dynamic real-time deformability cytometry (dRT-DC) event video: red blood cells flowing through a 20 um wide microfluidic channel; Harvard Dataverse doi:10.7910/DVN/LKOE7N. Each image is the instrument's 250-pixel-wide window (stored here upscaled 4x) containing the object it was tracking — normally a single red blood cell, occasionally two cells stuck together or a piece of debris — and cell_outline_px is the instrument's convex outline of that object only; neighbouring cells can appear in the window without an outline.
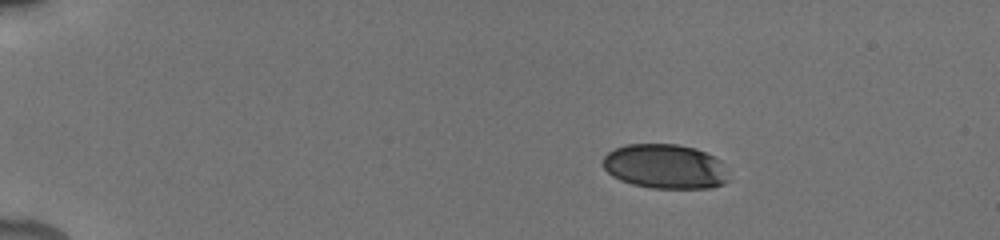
{"species": "human", "species_latin": "Homo sapiens", "temperature_condition": "cold", "stored_images_in_passage": 5, "camera_frame_rate_fps": 3000, "um_per_image_px": 0.085, "donor": {"sex": "male"}, "frame": {"image": 1, "passage_image": 2, "time_ms": 1.333, "image_size_px": [1000, 240], "cell_outline_px": [[728, 180], [724, 184], [712, 188], [652, 188], [632, 184], [620, 180], [612, 176], [604, 168], [604, 156], [608, 152], [624, 144], [676, 144], [696, 148], [720, 160]], "centroid_in_image_um": [56.51, 14.15], "position_along_channel_um": 28.5, "area_um2": 32.48}}
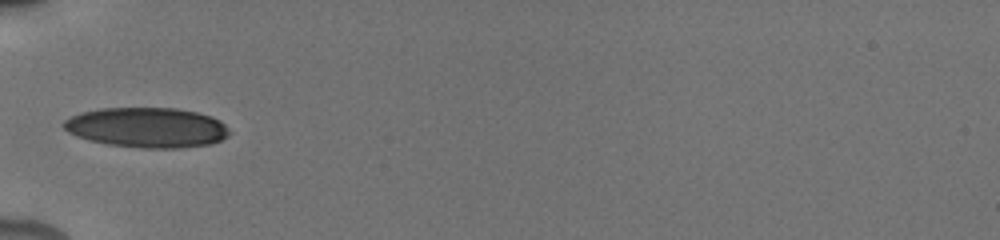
{"frame": {"image": 2, "passage_image": 5, "time_ms": 5.0, "image_size_px": [1000, 240], "cell_outline_px": [[232, 132], [228, 136], [212, 144], [180, 148], [140, 148], [108, 144], [88, 140], [76, 136], [68, 132], [64, 128], [64, 120], [80, 112], [100, 108], [176, 108], [196, 112], [212, 116], [220, 120]], "centroid_in_image_um": [12.51, 10.84], "position_along_channel_um": 72.5, "area_um2": 38.9}}